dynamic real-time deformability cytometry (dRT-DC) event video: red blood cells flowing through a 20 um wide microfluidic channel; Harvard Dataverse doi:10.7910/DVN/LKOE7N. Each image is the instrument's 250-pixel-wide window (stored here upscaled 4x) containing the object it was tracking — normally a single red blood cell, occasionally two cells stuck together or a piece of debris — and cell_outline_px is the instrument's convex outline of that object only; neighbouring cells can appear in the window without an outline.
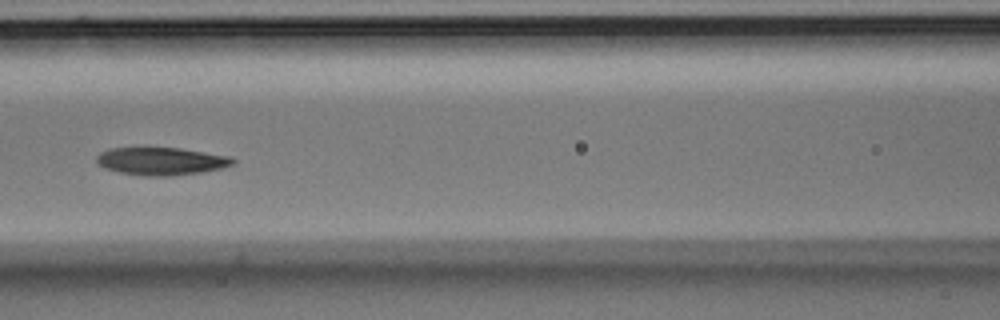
{"species": "Egyptian fruit bat (a non-hibernating species)", "species_latin": "Rousettus aegyptiacus", "temperature_condition": "room temperature", "stored_images_in_passage": 9, "camera_frame_rate_fps": 3000, "um_per_image_px": 0.085, "animal": {"sex": "male"}, "frame": {"image": 1, "passage_image": 6, "time_ms": 1.667, "image_size_px": [1000, 320], "cell_outline_px": [[236, 164], [220, 168], [200, 172], [172, 176], [148, 176], [120, 172], [104, 168], [96, 164], [96, 156], [100, 152], [108, 148], [180, 148], [228, 156], [236, 160]], "centroid_in_image_um": [13.67, 13.7], "position_along_channel_um": 152.9, "area_um2": 21.96}}
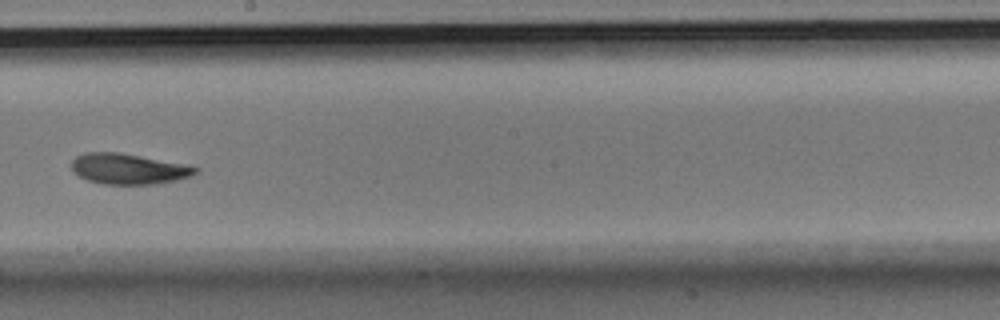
{"frame": {"image": 2, "passage_image": 8, "time_ms": 2.333, "image_size_px": [1000, 320], "cell_outline_px": [[200, 168], [196, 172], [188, 176], [176, 180], [156, 184], [104, 184], [88, 180], [80, 176], [72, 168], [72, 160], [76, 156], [84, 152], [120, 152], [192, 164]], "centroid_in_image_um": [10.98, 14.33], "position_along_channel_um": 237.2, "area_um2": 22.31}}
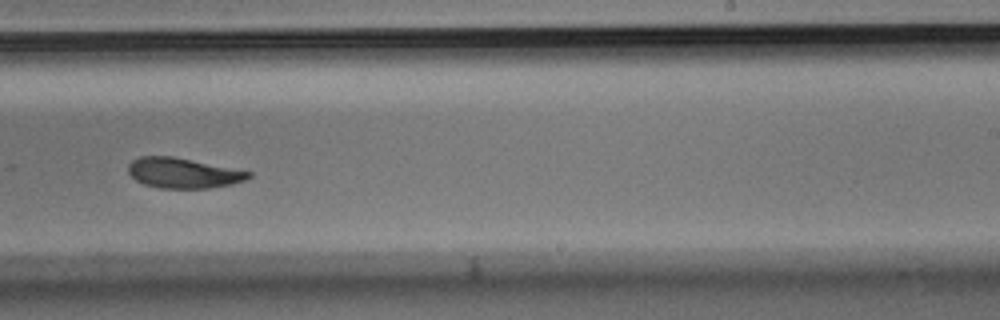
{"frame": {"image": 3, "passage_image": 9, "time_ms": 2.667, "image_size_px": [1000, 320], "cell_outline_px": [[252, 176], [244, 180], [232, 184], [208, 188], [160, 188], [144, 184], [136, 180], [128, 172], [128, 164], [132, 160], [140, 156], [172, 156], [252, 172]], "centroid_in_image_um": [15.54, 14.7], "position_along_channel_um": 273.5, "area_um2": 21.04}}